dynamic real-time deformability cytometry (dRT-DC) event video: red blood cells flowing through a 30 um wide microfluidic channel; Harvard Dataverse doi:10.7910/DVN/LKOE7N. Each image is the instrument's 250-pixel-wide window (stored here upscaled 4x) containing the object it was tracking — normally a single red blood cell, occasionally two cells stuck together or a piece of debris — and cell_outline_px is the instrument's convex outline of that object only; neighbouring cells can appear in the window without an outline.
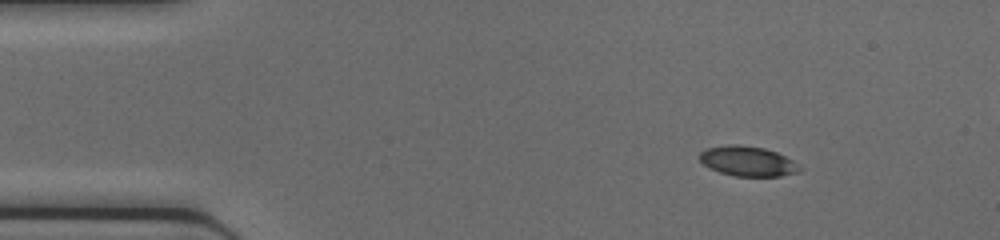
{"species": "common noctule bat (a hibernating species)", "species_latin": "Nyctalus noctula", "temperature_condition": "cold", "stored_images_in_passage": 42, "segment_of_instrument_passage": [1, 2], "camera_frame_rate_fps": 3000, "um_per_image_px": 0.085, "animal": {"sex": "female", "body_mass_g": 17.0, "forearm_length_mm": 48.0}, "frame": {"image": 1, "passage_image": 1, "time_ms": 0.0, "image_size_px": [1000, 240], "cell_outline_px": [[804, 168], [800, 172], [780, 176], [732, 176], [708, 168], [700, 160], [700, 152], [708, 148], [732, 144], [736, 144], [764, 148], [776, 152], [792, 160]], "centroid_in_image_um": [63.58, 13.71], "position_along_channel_um": 21.4, "area_um2": 17.46}}
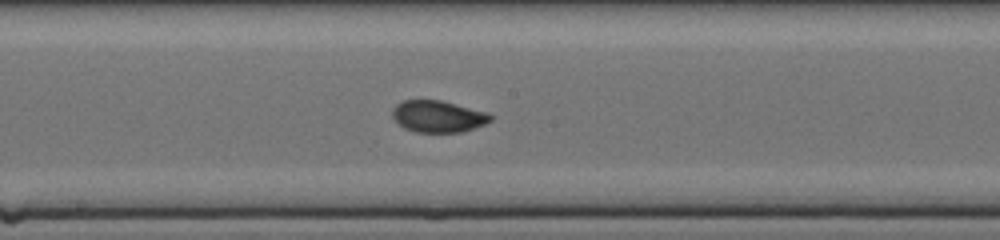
{"frame": {"image": 2, "passage_image": 19, "time_ms": 6.0, "image_size_px": [1000, 240], "cell_outline_px": [[492, 120], [484, 124], [464, 132], [416, 132], [404, 128], [392, 116], [392, 108], [396, 104], [404, 100], [440, 100], [488, 112], [492, 116]], "centroid_in_image_um": [37.24, 9.89], "position_along_channel_um": 211.0, "area_um2": 18.15}}
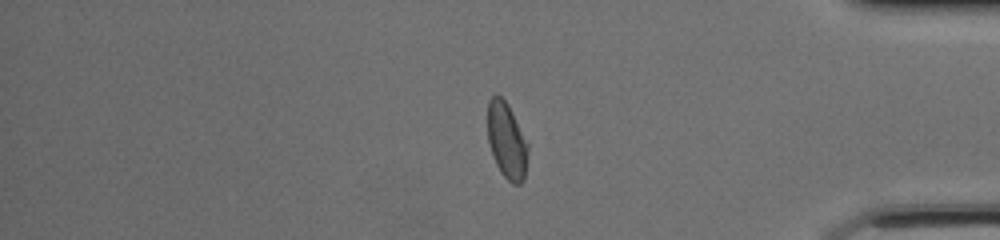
{"frame": {"image": 3, "passage_image": 33, "time_ms": 10.667, "image_size_px": [1000, 240], "cell_outline_px": [[528, 152], [524, 180], [520, 184], [512, 184], [500, 172], [492, 156], [488, 140], [488, 100], [492, 96], [500, 96], [508, 104], [528, 144]], "centroid_in_image_um": [43.07, 11.98], "position_along_channel_um": 392.1, "area_um2": 17.8}}